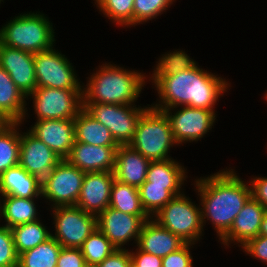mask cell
Listing matches in <instances>:
<instances>
[{"label":"cell","instance_id":"6da1fadb","mask_svg":"<svg viewBox=\"0 0 267 267\" xmlns=\"http://www.w3.org/2000/svg\"><path fill=\"white\" fill-rule=\"evenodd\" d=\"M196 64L161 79H151L160 98V104L151 107L160 111H171L179 106L214 110L219 96L224 95L230 85L225 79L198 68Z\"/></svg>","mask_w":267,"mask_h":267},{"label":"cell","instance_id":"7a4b0ae2","mask_svg":"<svg viewBox=\"0 0 267 267\" xmlns=\"http://www.w3.org/2000/svg\"><path fill=\"white\" fill-rule=\"evenodd\" d=\"M195 184L201 200L202 225L204 226L206 218L210 219L220 239L251 198L250 185L241 180L233 169L199 178Z\"/></svg>","mask_w":267,"mask_h":267},{"label":"cell","instance_id":"3957f363","mask_svg":"<svg viewBox=\"0 0 267 267\" xmlns=\"http://www.w3.org/2000/svg\"><path fill=\"white\" fill-rule=\"evenodd\" d=\"M82 88V108L90 103L134 104L145 84V75L112 64L101 65Z\"/></svg>","mask_w":267,"mask_h":267},{"label":"cell","instance_id":"277c9868","mask_svg":"<svg viewBox=\"0 0 267 267\" xmlns=\"http://www.w3.org/2000/svg\"><path fill=\"white\" fill-rule=\"evenodd\" d=\"M0 29V43L32 54L52 48L55 32L44 14L25 13L15 16Z\"/></svg>","mask_w":267,"mask_h":267},{"label":"cell","instance_id":"5b68a950","mask_svg":"<svg viewBox=\"0 0 267 267\" xmlns=\"http://www.w3.org/2000/svg\"><path fill=\"white\" fill-rule=\"evenodd\" d=\"M177 143L164 111L149 107L141 115L129 145L150 161L169 159L170 148Z\"/></svg>","mask_w":267,"mask_h":267},{"label":"cell","instance_id":"8992f818","mask_svg":"<svg viewBox=\"0 0 267 267\" xmlns=\"http://www.w3.org/2000/svg\"><path fill=\"white\" fill-rule=\"evenodd\" d=\"M152 219L186 243L195 244L202 236L201 206H196L183 192L173 197Z\"/></svg>","mask_w":267,"mask_h":267},{"label":"cell","instance_id":"52a82bcc","mask_svg":"<svg viewBox=\"0 0 267 267\" xmlns=\"http://www.w3.org/2000/svg\"><path fill=\"white\" fill-rule=\"evenodd\" d=\"M132 105L90 103L85 110L110 130L118 145H128L133 139L141 115L148 108Z\"/></svg>","mask_w":267,"mask_h":267},{"label":"cell","instance_id":"ba28073f","mask_svg":"<svg viewBox=\"0 0 267 267\" xmlns=\"http://www.w3.org/2000/svg\"><path fill=\"white\" fill-rule=\"evenodd\" d=\"M62 159L30 131L20 133L19 165L34 176L42 193L49 185L56 165Z\"/></svg>","mask_w":267,"mask_h":267},{"label":"cell","instance_id":"9c48e42d","mask_svg":"<svg viewBox=\"0 0 267 267\" xmlns=\"http://www.w3.org/2000/svg\"><path fill=\"white\" fill-rule=\"evenodd\" d=\"M53 210L55 235L51 236L65 248H80L97 229V216L77 206H57Z\"/></svg>","mask_w":267,"mask_h":267},{"label":"cell","instance_id":"30bf717a","mask_svg":"<svg viewBox=\"0 0 267 267\" xmlns=\"http://www.w3.org/2000/svg\"><path fill=\"white\" fill-rule=\"evenodd\" d=\"M37 121L74 119L82 109V89L37 87L30 95Z\"/></svg>","mask_w":267,"mask_h":267},{"label":"cell","instance_id":"8fae6325","mask_svg":"<svg viewBox=\"0 0 267 267\" xmlns=\"http://www.w3.org/2000/svg\"><path fill=\"white\" fill-rule=\"evenodd\" d=\"M37 87L82 89L74 68L62 53L50 48L34 54Z\"/></svg>","mask_w":267,"mask_h":267},{"label":"cell","instance_id":"7c38bea8","mask_svg":"<svg viewBox=\"0 0 267 267\" xmlns=\"http://www.w3.org/2000/svg\"><path fill=\"white\" fill-rule=\"evenodd\" d=\"M85 172L62 159L55 167L42 197L53 202L52 207L76 206Z\"/></svg>","mask_w":267,"mask_h":267},{"label":"cell","instance_id":"4fadbf2b","mask_svg":"<svg viewBox=\"0 0 267 267\" xmlns=\"http://www.w3.org/2000/svg\"><path fill=\"white\" fill-rule=\"evenodd\" d=\"M164 112L169 118L173 137L177 144L198 141L212 129L216 119L215 110L190 106H181L174 115L170 110H164Z\"/></svg>","mask_w":267,"mask_h":267},{"label":"cell","instance_id":"5bb4252c","mask_svg":"<svg viewBox=\"0 0 267 267\" xmlns=\"http://www.w3.org/2000/svg\"><path fill=\"white\" fill-rule=\"evenodd\" d=\"M150 216H137L107 207L97 216V228L115 246L122 249L124 244L132 240L137 242L141 228Z\"/></svg>","mask_w":267,"mask_h":267},{"label":"cell","instance_id":"9a60e30c","mask_svg":"<svg viewBox=\"0 0 267 267\" xmlns=\"http://www.w3.org/2000/svg\"><path fill=\"white\" fill-rule=\"evenodd\" d=\"M113 171L86 172L76 206L86 213L98 216L110 204Z\"/></svg>","mask_w":267,"mask_h":267},{"label":"cell","instance_id":"2e32d148","mask_svg":"<svg viewBox=\"0 0 267 267\" xmlns=\"http://www.w3.org/2000/svg\"><path fill=\"white\" fill-rule=\"evenodd\" d=\"M0 66L27 98L37 88L34 54L0 43Z\"/></svg>","mask_w":267,"mask_h":267},{"label":"cell","instance_id":"e0dca14e","mask_svg":"<svg viewBox=\"0 0 267 267\" xmlns=\"http://www.w3.org/2000/svg\"><path fill=\"white\" fill-rule=\"evenodd\" d=\"M61 159H66L75 142L74 119L36 121L29 130Z\"/></svg>","mask_w":267,"mask_h":267},{"label":"cell","instance_id":"ac0fdd59","mask_svg":"<svg viewBox=\"0 0 267 267\" xmlns=\"http://www.w3.org/2000/svg\"><path fill=\"white\" fill-rule=\"evenodd\" d=\"M119 146H98L74 142L66 160L83 172L113 171Z\"/></svg>","mask_w":267,"mask_h":267},{"label":"cell","instance_id":"d6986e66","mask_svg":"<svg viewBox=\"0 0 267 267\" xmlns=\"http://www.w3.org/2000/svg\"><path fill=\"white\" fill-rule=\"evenodd\" d=\"M265 211V207L251 197L235 217L230 229L219 239L221 243L229 246L233 241L243 247L257 237Z\"/></svg>","mask_w":267,"mask_h":267},{"label":"cell","instance_id":"ffe728a7","mask_svg":"<svg viewBox=\"0 0 267 267\" xmlns=\"http://www.w3.org/2000/svg\"><path fill=\"white\" fill-rule=\"evenodd\" d=\"M185 243L179 236L150 218L144 222L136 244L140 250L163 258Z\"/></svg>","mask_w":267,"mask_h":267},{"label":"cell","instance_id":"44dd1931","mask_svg":"<svg viewBox=\"0 0 267 267\" xmlns=\"http://www.w3.org/2000/svg\"><path fill=\"white\" fill-rule=\"evenodd\" d=\"M150 160L128 145H119L116 150L115 167L116 180L139 188L144 181Z\"/></svg>","mask_w":267,"mask_h":267},{"label":"cell","instance_id":"7402d4cb","mask_svg":"<svg viewBox=\"0 0 267 267\" xmlns=\"http://www.w3.org/2000/svg\"><path fill=\"white\" fill-rule=\"evenodd\" d=\"M27 97L20 91L9 74L0 66V116L7 122L24 121Z\"/></svg>","mask_w":267,"mask_h":267},{"label":"cell","instance_id":"603a6c76","mask_svg":"<svg viewBox=\"0 0 267 267\" xmlns=\"http://www.w3.org/2000/svg\"><path fill=\"white\" fill-rule=\"evenodd\" d=\"M75 141L98 146H119L110 130L82 108L74 118Z\"/></svg>","mask_w":267,"mask_h":267},{"label":"cell","instance_id":"cb8c5ba5","mask_svg":"<svg viewBox=\"0 0 267 267\" xmlns=\"http://www.w3.org/2000/svg\"><path fill=\"white\" fill-rule=\"evenodd\" d=\"M0 194L20 198H39L42 193L35 185L34 176L19 164L0 175Z\"/></svg>","mask_w":267,"mask_h":267},{"label":"cell","instance_id":"d4e9b609","mask_svg":"<svg viewBox=\"0 0 267 267\" xmlns=\"http://www.w3.org/2000/svg\"><path fill=\"white\" fill-rule=\"evenodd\" d=\"M2 196V202L0 201V217L5 219L6 227L11 229L20 224L39 220L34 203L35 198H20L11 195Z\"/></svg>","mask_w":267,"mask_h":267},{"label":"cell","instance_id":"484cf974","mask_svg":"<svg viewBox=\"0 0 267 267\" xmlns=\"http://www.w3.org/2000/svg\"><path fill=\"white\" fill-rule=\"evenodd\" d=\"M186 171L179 162L172 158L151 161L146 175V181L158 186H182L186 179Z\"/></svg>","mask_w":267,"mask_h":267},{"label":"cell","instance_id":"4316f807","mask_svg":"<svg viewBox=\"0 0 267 267\" xmlns=\"http://www.w3.org/2000/svg\"><path fill=\"white\" fill-rule=\"evenodd\" d=\"M19 124L21 125V122H7L0 128V175L19 164Z\"/></svg>","mask_w":267,"mask_h":267},{"label":"cell","instance_id":"83f0119b","mask_svg":"<svg viewBox=\"0 0 267 267\" xmlns=\"http://www.w3.org/2000/svg\"><path fill=\"white\" fill-rule=\"evenodd\" d=\"M181 187L151 185V182L144 181L138 188L143 209L152 218L173 197L182 194Z\"/></svg>","mask_w":267,"mask_h":267},{"label":"cell","instance_id":"f1b7e54d","mask_svg":"<svg viewBox=\"0 0 267 267\" xmlns=\"http://www.w3.org/2000/svg\"><path fill=\"white\" fill-rule=\"evenodd\" d=\"M109 207L137 216H149L143 209L138 188L114 180Z\"/></svg>","mask_w":267,"mask_h":267},{"label":"cell","instance_id":"f546056e","mask_svg":"<svg viewBox=\"0 0 267 267\" xmlns=\"http://www.w3.org/2000/svg\"><path fill=\"white\" fill-rule=\"evenodd\" d=\"M62 246L51 236L19 255L18 267H56Z\"/></svg>","mask_w":267,"mask_h":267},{"label":"cell","instance_id":"4dcf8cb0","mask_svg":"<svg viewBox=\"0 0 267 267\" xmlns=\"http://www.w3.org/2000/svg\"><path fill=\"white\" fill-rule=\"evenodd\" d=\"M40 220L20 224L11 228L17 255L33 249L51 237V233Z\"/></svg>","mask_w":267,"mask_h":267},{"label":"cell","instance_id":"1f68e13d","mask_svg":"<svg viewBox=\"0 0 267 267\" xmlns=\"http://www.w3.org/2000/svg\"><path fill=\"white\" fill-rule=\"evenodd\" d=\"M80 250L84 256L85 263L98 265L116 248L97 228L84 241Z\"/></svg>","mask_w":267,"mask_h":267},{"label":"cell","instance_id":"d6a6232c","mask_svg":"<svg viewBox=\"0 0 267 267\" xmlns=\"http://www.w3.org/2000/svg\"><path fill=\"white\" fill-rule=\"evenodd\" d=\"M95 4L106 17L118 25L133 26V7L135 0H95Z\"/></svg>","mask_w":267,"mask_h":267},{"label":"cell","instance_id":"836d02e7","mask_svg":"<svg viewBox=\"0 0 267 267\" xmlns=\"http://www.w3.org/2000/svg\"><path fill=\"white\" fill-rule=\"evenodd\" d=\"M195 63L196 61L191 59L190 56L182 50L166 53L159 59L150 79H161L163 76L178 73L191 68Z\"/></svg>","mask_w":267,"mask_h":267},{"label":"cell","instance_id":"e575fe53","mask_svg":"<svg viewBox=\"0 0 267 267\" xmlns=\"http://www.w3.org/2000/svg\"><path fill=\"white\" fill-rule=\"evenodd\" d=\"M175 0H135L133 25L147 22L161 15Z\"/></svg>","mask_w":267,"mask_h":267},{"label":"cell","instance_id":"d590c367","mask_svg":"<svg viewBox=\"0 0 267 267\" xmlns=\"http://www.w3.org/2000/svg\"><path fill=\"white\" fill-rule=\"evenodd\" d=\"M18 257L12 231L2 225L0 227V267H18Z\"/></svg>","mask_w":267,"mask_h":267},{"label":"cell","instance_id":"8d00e7d4","mask_svg":"<svg viewBox=\"0 0 267 267\" xmlns=\"http://www.w3.org/2000/svg\"><path fill=\"white\" fill-rule=\"evenodd\" d=\"M193 243H185L181 248L162 258V267H193L190 247Z\"/></svg>","mask_w":267,"mask_h":267},{"label":"cell","instance_id":"74e56055","mask_svg":"<svg viewBox=\"0 0 267 267\" xmlns=\"http://www.w3.org/2000/svg\"><path fill=\"white\" fill-rule=\"evenodd\" d=\"M85 264L80 248L62 247L56 267H83Z\"/></svg>","mask_w":267,"mask_h":267},{"label":"cell","instance_id":"f35d334b","mask_svg":"<svg viewBox=\"0 0 267 267\" xmlns=\"http://www.w3.org/2000/svg\"><path fill=\"white\" fill-rule=\"evenodd\" d=\"M246 254L267 264V236L258 235L249 240L243 247Z\"/></svg>","mask_w":267,"mask_h":267},{"label":"cell","instance_id":"ab89813d","mask_svg":"<svg viewBox=\"0 0 267 267\" xmlns=\"http://www.w3.org/2000/svg\"><path fill=\"white\" fill-rule=\"evenodd\" d=\"M131 264L130 252L122 249H116L108 257H106L98 267H129Z\"/></svg>","mask_w":267,"mask_h":267},{"label":"cell","instance_id":"60d3db41","mask_svg":"<svg viewBox=\"0 0 267 267\" xmlns=\"http://www.w3.org/2000/svg\"><path fill=\"white\" fill-rule=\"evenodd\" d=\"M136 249V253L132 251L130 252L131 263L135 267H162L161 257L144 252L139 248Z\"/></svg>","mask_w":267,"mask_h":267},{"label":"cell","instance_id":"b9f144b4","mask_svg":"<svg viewBox=\"0 0 267 267\" xmlns=\"http://www.w3.org/2000/svg\"><path fill=\"white\" fill-rule=\"evenodd\" d=\"M249 182L251 184V197L259 201L267 210V178L255 177Z\"/></svg>","mask_w":267,"mask_h":267},{"label":"cell","instance_id":"7bdbcfd3","mask_svg":"<svg viewBox=\"0 0 267 267\" xmlns=\"http://www.w3.org/2000/svg\"><path fill=\"white\" fill-rule=\"evenodd\" d=\"M259 235L267 236V210L264 213L263 220L260 225Z\"/></svg>","mask_w":267,"mask_h":267},{"label":"cell","instance_id":"ee69618b","mask_svg":"<svg viewBox=\"0 0 267 267\" xmlns=\"http://www.w3.org/2000/svg\"><path fill=\"white\" fill-rule=\"evenodd\" d=\"M7 123V121L4 119V118H2L1 116H0V128L3 126V125H5Z\"/></svg>","mask_w":267,"mask_h":267},{"label":"cell","instance_id":"f6af8a7d","mask_svg":"<svg viewBox=\"0 0 267 267\" xmlns=\"http://www.w3.org/2000/svg\"><path fill=\"white\" fill-rule=\"evenodd\" d=\"M83 267H98V265H93V264H85Z\"/></svg>","mask_w":267,"mask_h":267}]
</instances>
